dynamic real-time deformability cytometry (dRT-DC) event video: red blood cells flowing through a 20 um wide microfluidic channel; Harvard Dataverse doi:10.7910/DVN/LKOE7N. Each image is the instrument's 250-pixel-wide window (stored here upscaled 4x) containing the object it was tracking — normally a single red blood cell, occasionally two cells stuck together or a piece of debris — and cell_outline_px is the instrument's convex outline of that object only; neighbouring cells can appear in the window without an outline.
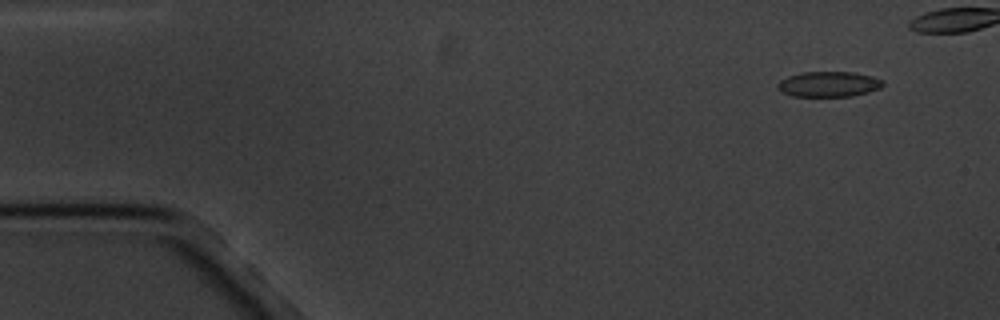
{"species": "common noctule bat (a hibernating species)", "species_latin": "Nyctalus noctula", "temperature_condition": "cold", "stored_images_in_passage": 8, "camera_frame_rate_fps": 3000, "um_per_image_px": 0.085, "animal": {"sex": "male", "body_mass_g": 20.1, "forearm_length_mm": 53.5}, "frame": {"image": 1, "passage_image": 2, "time_ms": 1.0, "image_size_px": [1000, 320], "cell_outline_px": [[884, 84], [880, 88], [868, 92], [852, 96], [792, 96], [776, 88], [776, 84], [780, 80], [788, 76], [804, 72], [852, 72], [872, 76], [884, 80]], "centroid_in_image_um": [70.44, 7.15], "position_along_channel_um": 14.6, "area_um2": 15.55}}
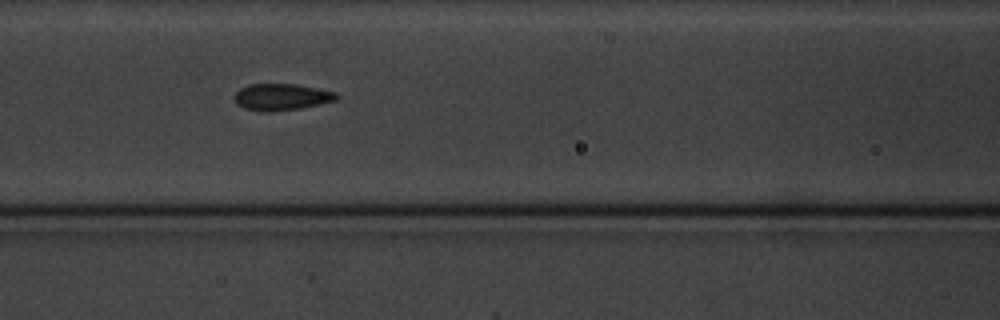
{"frame": {"image": 2, "passage_image": 7, "time_ms": 7.667, "image_size_px": [1000, 320], "cell_outline_px": [[340, 96], [336, 100], [300, 108], [244, 108], [236, 104], [232, 96], [240, 88], [248, 84], [296, 84], [336, 92]], "centroid_in_image_um": [23.94, 8.18], "position_along_channel_um": 142.7, "area_um2": 15.03}}